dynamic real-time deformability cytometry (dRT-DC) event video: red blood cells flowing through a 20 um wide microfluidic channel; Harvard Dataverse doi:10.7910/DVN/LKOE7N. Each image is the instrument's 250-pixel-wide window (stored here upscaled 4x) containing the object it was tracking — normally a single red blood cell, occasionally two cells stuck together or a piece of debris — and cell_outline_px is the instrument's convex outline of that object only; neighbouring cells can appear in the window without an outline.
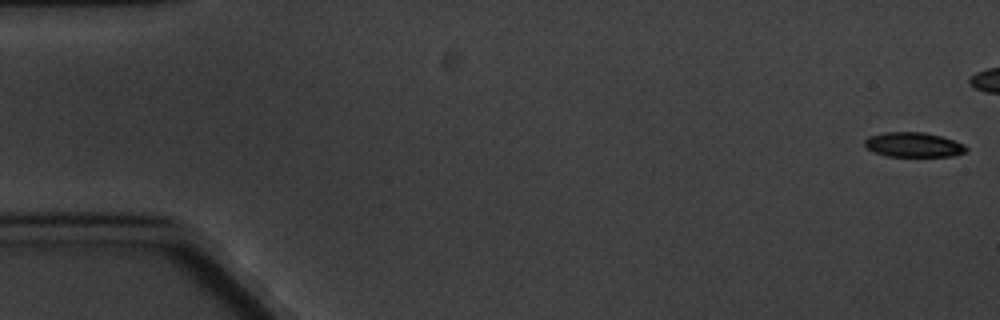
{"species": "common noctule bat (a hibernating species)", "species_latin": "Nyctalus noctula", "temperature_condition": "cold", "stored_images_in_passage": 7, "camera_frame_rate_fps": 3000, "um_per_image_px": 0.085, "animal": {"sex": "male", "body_mass_g": 20.1, "forearm_length_mm": 53.5}, "frame": {"image": 1, "passage_image": 1, "time_ms": 0.0, "image_size_px": [1000, 320], "cell_outline_px": [[968, 148], [964, 152], [956, 156], [888, 156], [864, 148], [864, 140], [868, 136], [884, 132], [924, 132], [940, 136], [964, 144]], "centroid_in_image_um": [77.61, 12.3], "position_along_channel_um": 7.4, "area_um2": 14.62}}